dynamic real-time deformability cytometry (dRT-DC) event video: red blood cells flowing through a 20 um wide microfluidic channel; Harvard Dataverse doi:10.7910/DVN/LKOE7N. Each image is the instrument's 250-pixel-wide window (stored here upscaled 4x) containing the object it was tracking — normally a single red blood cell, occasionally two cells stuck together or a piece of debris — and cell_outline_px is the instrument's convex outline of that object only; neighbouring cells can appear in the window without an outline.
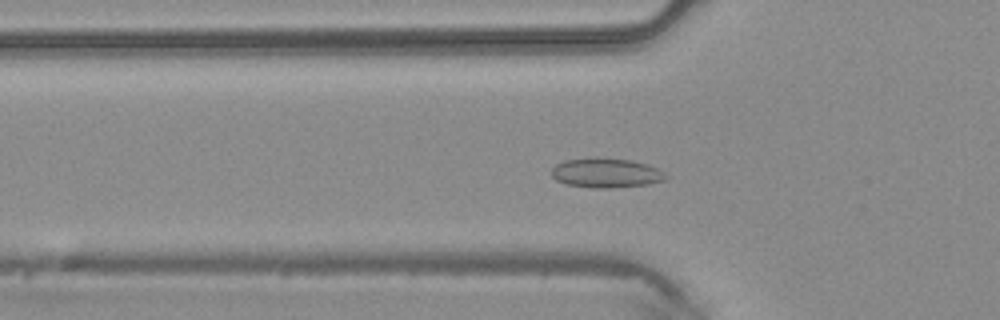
{"species": "common noctule bat (a hibernating species)", "species_latin": "Nyctalus noctula", "temperature_condition": "warm", "stored_images_in_passage": 41, "camera_frame_rate_fps": 3000, "um_per_image_px": 0.085, "animal": {"sex": "male", "body_mass_g": 20.4}, "frame": {"image": 1, "passage_image": 11, "time_ms": 3.333, "image_size_px": [1000, 320], "cell_outline_px": [[668, 176], [664, 180], [648, 184], [612, 188], [592, 188], [568, 184], [556, 180], [552, 176], [552, 168], [556, 164], [564, 160], [592, 156], [632, 160], [648, 164], [664, 172]], "centroid_in_image_um": [51.5, 14.68], "position_along_channel_um": 74.3, "area_um2": 19.94}}
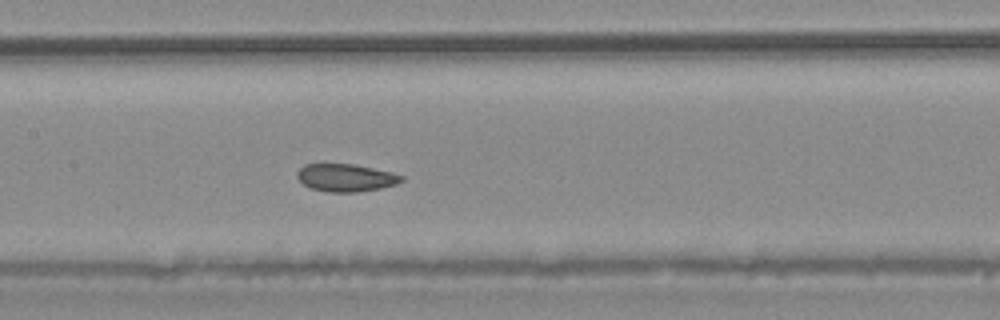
{"frame": {"image": 2, "passage_image": 18, "time_ms": 5.667, "image_size_px": [1000, 320], "cell_outline_px": [[404, 180], [396, 184], [380, 188], [356, 192], [328, 192], [312, 188], [304, 184], [296, 176], [296, 172], [304, 164], [352, 164], [392, 172], [404, 176]], "centroid_in_image_um": [29.4, 15.1], "position_along_channel_um": 178.0, "area_um2": 16.7}}
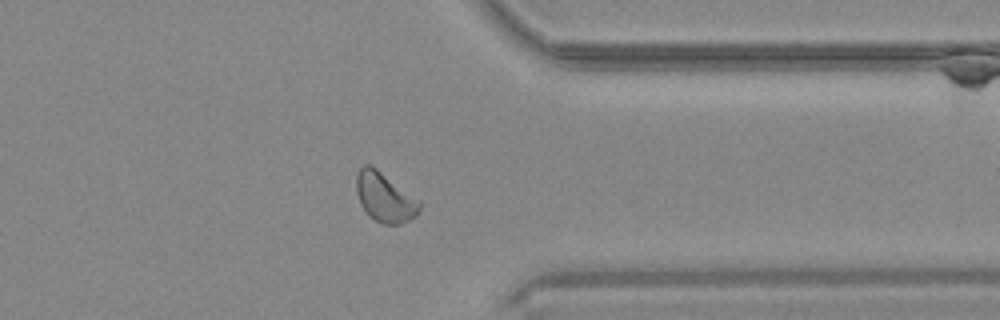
{"frame": {"image": 3, "passage_image": 32, "time_ms": 10.333, "image_size_px": [1000, 320], "cell_outline_px": [[420, 212], [416, 216], [400, 224], [384, 224], [368, 216], [360, 204], [356, 192], [356, 172], [364, 164], [368, 164], [376, 168], [420, 200]], "centroid_in_image_um": [32.69, 16.77], "position_along_channel_um": 378.7, "area_um2": 18.26}}